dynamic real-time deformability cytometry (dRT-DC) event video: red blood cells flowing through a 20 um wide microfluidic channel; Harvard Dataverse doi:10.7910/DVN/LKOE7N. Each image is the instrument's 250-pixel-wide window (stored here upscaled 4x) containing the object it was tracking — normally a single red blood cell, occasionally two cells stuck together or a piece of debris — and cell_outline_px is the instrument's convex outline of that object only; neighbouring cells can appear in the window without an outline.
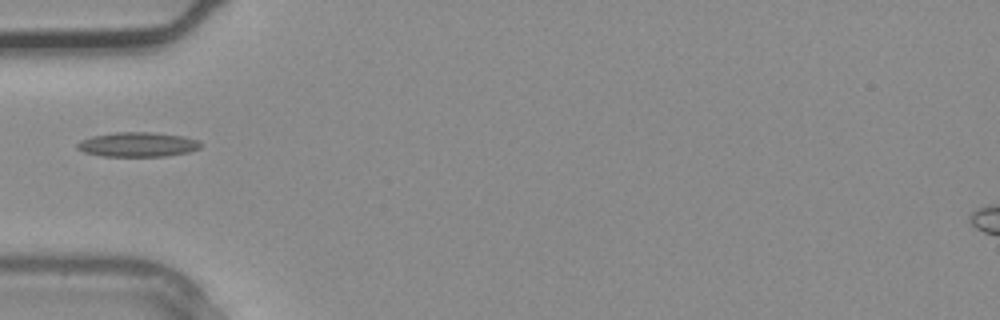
{"species": "common noctule bat (a hibernating species)", "species_latin": "Nyctalus noctula", "temperature_condition": "warm", "stored_images_in_passage": 4, "camera_frame_rate_fps": 3000, "um_per_image_px": 0.085, "animal": {"sex": "male", "body_mass_g": 20.4}, "frame": {"image": 1, "passage_image": 4, "time_ms": 1.0, "image_size_px": [1000, 320], "cell_outline_px": [[200, 148], [188, 152], [164, 156], [100, 156], [84, 152], [76, 148], [76, 144], [80, 140], [92, 136], [116, 132], [152, 132], [184, 136], [200, 140]], "centroid_in_image_um": [11.69, 12.28], "position_along_channel_um": 73.3, "area_um2": 17.74}}